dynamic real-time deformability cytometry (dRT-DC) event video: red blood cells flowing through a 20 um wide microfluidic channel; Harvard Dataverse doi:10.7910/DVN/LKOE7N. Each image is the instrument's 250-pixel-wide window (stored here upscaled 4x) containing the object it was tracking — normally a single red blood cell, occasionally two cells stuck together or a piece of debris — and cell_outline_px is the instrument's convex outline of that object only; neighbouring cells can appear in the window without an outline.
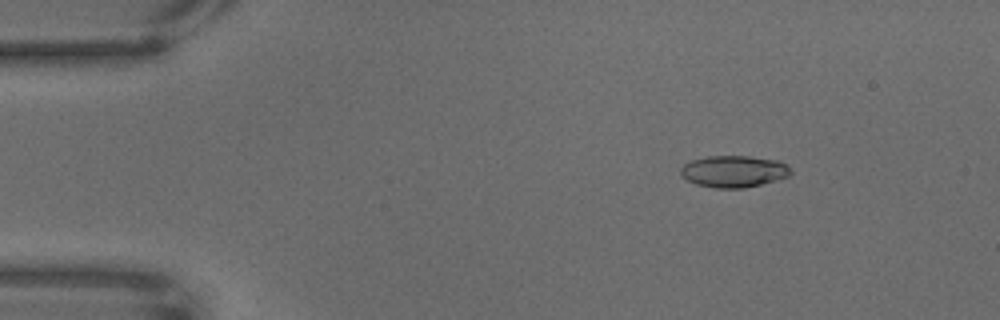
{"species": "common noctule bat (a hibernating species)", "species_latin": "Nyctalus noctula", "temperature_condition": "warm", "stored_images_in_passage": 68, "camera_frame_rate_fps": 3000, "um_per_image_px": 0.085, "animal": {"sex": "male", "body_mass_g": 18.8}, "frame": {"image": 1, "passage_image": 10, "time_ms": 3.0, "image_size_px": [1000, 320], "cell_outline_px": [[792, 172], [788, 176], [776, 180], [744, 188], [716, 188], [696, 184], [680, 176], [680, 168], [684, 164], [692, 160], [708, 156], [748, 156], [776, 160], [788, 164], [792, 168]], "centroid_in_image_um": [62.37, 14.56], "position_along_channel_um": 22.6, "area_um2": 20.4}}
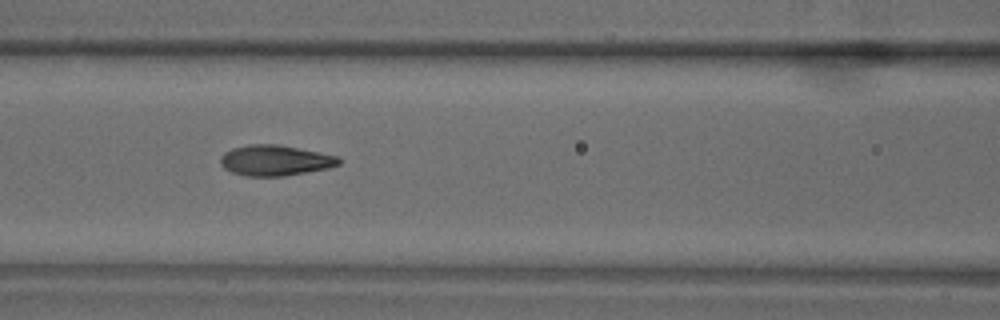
{"frame": {"image": 2, "passage_image": 30, "time_ms": 9.667, "image_size_px": [1000, 320], "cell_outline_px": [[340, 164], [328, 168], [284, 176], [244, 176], [232, 172], [224, 168], [220, 164], [220, 156], [224, 152], [232, 148], [248, 144], [276, 144], [320, 152], [340, 156]], "centroid_in_image_um": [23.37, 13.63], "position_along_channel_um": 143.2, "area_um2": 21.21}}
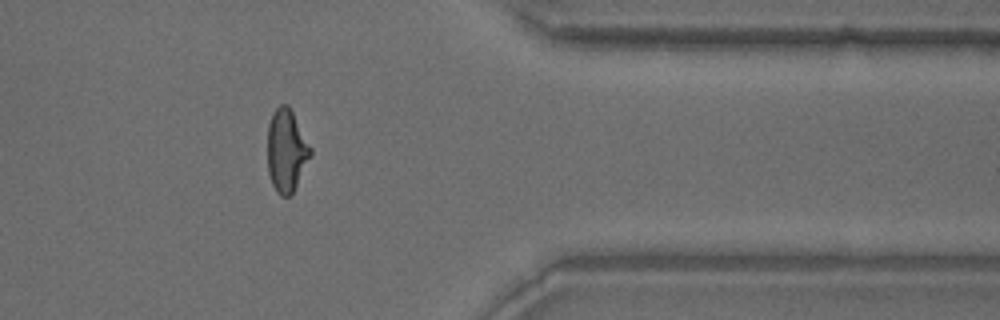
{"frame": {"image": 3, "passage_image": 56, "time_ms": 18.333, "image_size_px": [1000, 320], "cell_outline_px": [[312, 156], [292, 196], [280, 196], [276, 192], [272, 184], [268, 172], [268, 124], [272, 112], [280, 104], [288, 104], [312, 148]], "centroid_in_image_um": [24.36, 12.83], "position_along_channel_um": 387.0, "area_um2": 21.1}}